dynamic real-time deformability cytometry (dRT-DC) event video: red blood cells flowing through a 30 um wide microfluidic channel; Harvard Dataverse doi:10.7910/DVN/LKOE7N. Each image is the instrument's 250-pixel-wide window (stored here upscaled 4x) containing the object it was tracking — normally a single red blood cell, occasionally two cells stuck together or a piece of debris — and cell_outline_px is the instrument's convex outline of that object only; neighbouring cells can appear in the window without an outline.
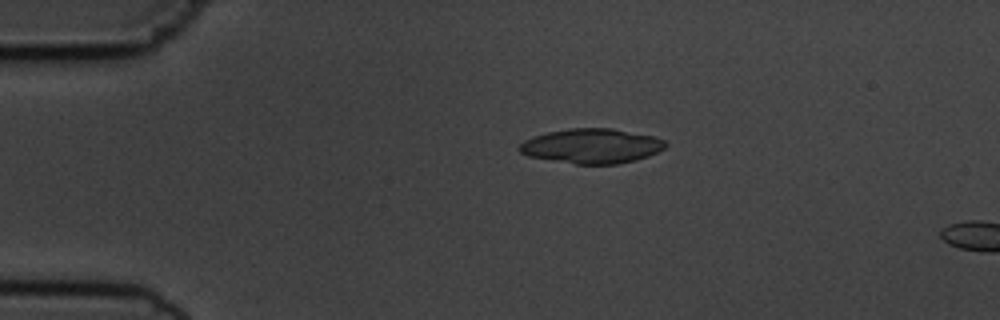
{"species": "common noctule bat (a hibernating species)", "species_latin": "Nyctalus noctula", "temperature_condition": "cold", "stored_images_in_passage": 2, "camera_frame_rate_fps": 3000, "um_per_image_px": 0.085, "animal": {"sex": "male", "body_mass_g": 19.5, "forearm_length_mm": 54.6}, "frame": {"image": 1, "passage_image": 1, "time_ms": 0.0, "image_size_px": [1000, 320], "cell_outline_px": [[668, 144], [664, 148], [648, 156], [636, 160], [616, 164], [576, 164], [528, 156], [520, 152], [516, 148], [524, 140], [532, 136], [548, 132], [568, 128], [612, 128], [656, 136], [664, 140]], "centroid_in_image_um": [50.29, 12.4], "position_along_channel_um": 34.7, "area_um2": 29.71}}